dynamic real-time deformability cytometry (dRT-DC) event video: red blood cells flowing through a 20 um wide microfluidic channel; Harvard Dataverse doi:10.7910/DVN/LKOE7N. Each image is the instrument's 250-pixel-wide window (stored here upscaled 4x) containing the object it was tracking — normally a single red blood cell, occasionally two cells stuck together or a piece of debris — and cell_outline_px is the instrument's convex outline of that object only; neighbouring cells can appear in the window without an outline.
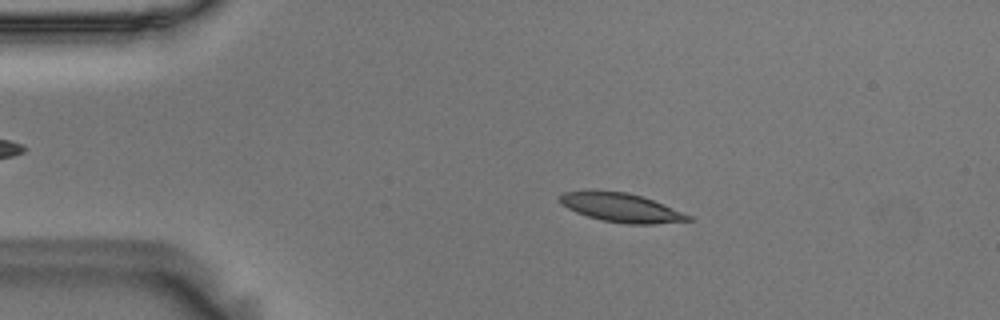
{"species": "Egyptian fruit bat (a non-hibernating species)", "species_latin": "Rousettus aegyptiacus", "temperature_condition": "room temperature", "stored_images_in_passage": 53, "camera_frame_rate_fps": 3000, "um_per_image_px": 0.085, "animal": {"sex": "male"}, "frame": {"image": 1, "passage_image": 8, "time_ms": 2.333, "image_size_px": [1000, 320], "cell_outline_px": [[696, 220], [652, 224], [628, 224], [600, 220], [576, 212], [560, 204], [560, 196], [564, 192], [628, 192], [652, 200], [692, 216]], "centroid_in_image_um": [52.85, 17.68], "position_along_channel_um": 32.2, "area_um2": 21.04}}
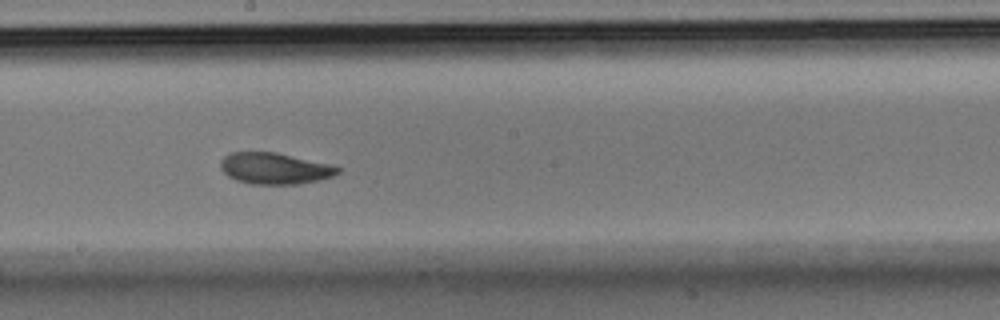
{"frame": {"image": 2, "passage_image": 28, "time_ms": 9.0, "image_size_px": [1000, 320], "cell_outline_px": [[340, 172], [332, 176], [320, 180], [300, 184], [248, 184], [236, 180], [228, 176], [220, 168], [220, 160], [224, 156], [232, 152], [276, 152], [328, 164], [340, 168]], "centroid_in_image_um": [23.31, 14.32], "position_along_channel_um": 224.9, "area_um2": 21.39}}
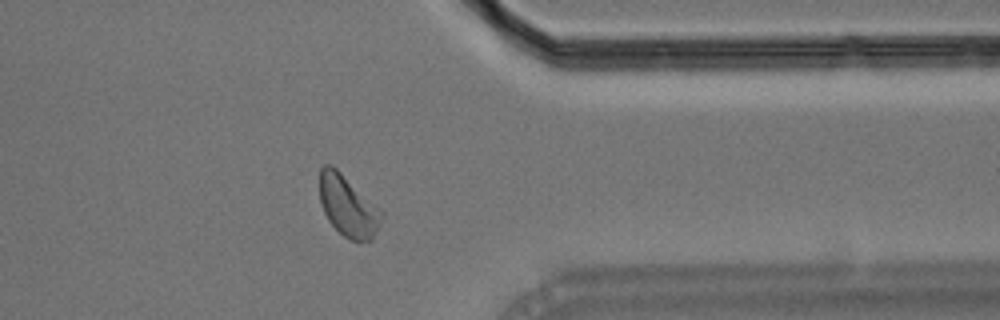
{"frame": {"image": 3, "passage_image": 42, "time_ms": 13.667, "image_size_px": [1000, 320], "cell_outline_px": [[384, 216], [372, 240], [360, 244], [348, 240], [328, 220], [324, 212], [320, 200], [320, 168], [324, 164], [332, 164], [380, 208], [384, 212]], "centroid_in_image_um": [29.6, 17.55], "position_along_channel_um": 381.8, "area_um2": 22.31}, "authors_computed_cell_mechanics": {"area_um2": 21.7328, "velocity_mm_per_s": 3.5691, "shape_relaxation_time_tau1_ms": 3.2235, "shape_relaxation_time_tau2_ms": 3.4148, "deformation_change_tau1": 0.1119, "deformation_change_tau2": 0.087}}